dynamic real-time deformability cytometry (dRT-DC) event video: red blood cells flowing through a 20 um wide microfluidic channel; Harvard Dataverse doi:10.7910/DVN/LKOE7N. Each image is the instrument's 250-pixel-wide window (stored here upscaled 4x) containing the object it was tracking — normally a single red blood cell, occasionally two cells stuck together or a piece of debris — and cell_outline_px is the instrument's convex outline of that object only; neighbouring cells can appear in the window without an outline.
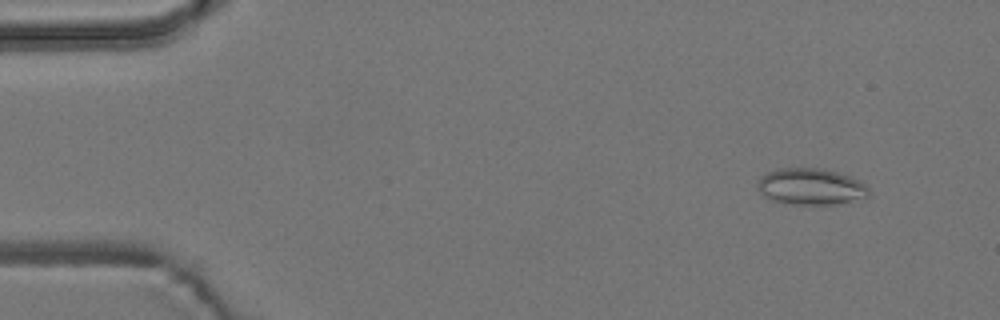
{"species": "common noctule bat (a hibernating species)", "species_latin": "Nyctalus noctula", "temperature_condition": "room temperature", "stored_images_in_passage": 4, "camera_frame_rate_fps": 3000, "um_per_image_px": 0.085, "animal": {"sex": "male", "body_mass_g": 19.2, "forearm_length_mm": 51.8}, "frame": {"image": 1, "passage_image": 1, "time_ms": 0.0, "image_size_px": [1000, 320], "cell_outline_px": [[868, 196], [840, 204], [796, 204], [772, 200], [764, 196], [760, 192], [756, 184], [760, 176], [776, 168], [816, 168], [836, 172], [848, 176], [864, 184], [868, 188]], "centroid_in_image_um": [68.86, 15.86], "position_along_channel_um": 16.1, "area_um2": 23.35}}